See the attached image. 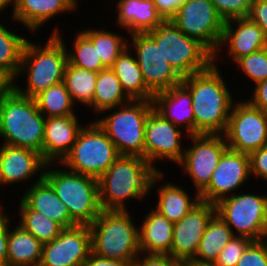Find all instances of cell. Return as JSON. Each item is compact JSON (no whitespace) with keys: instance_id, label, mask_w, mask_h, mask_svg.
Returning <instances> with one entry per match:
<instances>
[{"instance_id":"cell-1","label":"cell","mask_w":267,"mask_h":266,"mask_svg":"<svg viewBox=\"0 0 267 266\" xmlns=\"http://www.w3.org/2000/svg\"><path fill=\"white\" fill-rule=\"evenodd\" d=\"M217 65L182 79L192 98L194 135H223L227 129L234 98Z\"/></svg>"},{"instance_id":"cell-2","label":"cell","mask_w":267,"mask_h":266,"mask_svg":"<svg viewBox=\"0 0 267 266\" xmlns=\"http://www.w3.org/2000/svg\"><path fill=\"white\" fill-rule=\"evenodd\" d=\"M164 175L162 170L157 172L140 156L120 155L98 178L101 209L128 210L127 199L142 201Z\"/></svg>"},{"instance_id":"cell-3","label":"cell","mask_w":267,"mask_h":266,"mask_svg":"<svg viewBox=\"0 0 267 266\" xmlns=\"http://www.w3.org/2000/svg\"><path fill=\"white\" fill-rule=\"evenodd\" d=\"M52 31L44 46L27 39L16 81L11 84L19 94L34 98L41 91L63 81L68 63V48L59 29L55 27ZM23 72L27 76V86L24 89L17 83Z\"/></svg>"},{"instance_id":"cell-4","label":"cell","mask_w":267,"mask_h":266,"mask_svg":"<svg viewBox=\"0 0 267 266\" xmlns=\"http://www.w3.org/2000/svg\"><path fill=\"white\" fill-rule=\"evenodd\" d=\"M45 120L35 99L19 94L12 86L0 99L2 144L32 149L42 155Z\"/></svg>"},{"instance_id":"cell-5","label":"cell","mask_w":267,"mask_h":266,"mask_svg":"<svg viewBox=\"0 0 267 266\" xmlns=\"http://www.w3.org/2000/svg\"><path fill=\"white\" fill-rule=\"evenodd\" d=\"M53 164L55 163H47L43 178L67 206L71 219L77 225H91L102 211L98 179L67 168L55 169L56 165Z\"/></svg>"},{"instance_id":"cell-6","label":"cell","mask_w":267,"mask_h":266,"mask_svg":"<svg viewBox=\"0 0 267 266\" xmlns=\"http://www.w3.org/2000/svg\"><path fill=\"white\" fill-rule=\"evenodd\" d=\"M130 215L128 210H102L89 225L92 252L113 260L135 261L141 252L138 227Z\"/></svg>"},{"instance_id":"cell-7","label":"cell","mask_w":267,"mask_h":266,"mask_svg":"<svg viewBox=\"0 0 267 266\" xmlns=\"http://www.w3.org/2000/svg\"><path fill=\"white\" fill-rule=\"evenodd\" d=\"M111 108L109 115L94 119L120 155H135L144 158V133L147 117L153 110L152 100H131ZM115 110V111H114ZM113 111V112H112Z\"/></svg>"},{"instance_id":"cell-8","label":"cell","mask_w":267,"mask_h":266,"mask_svg":"<svg viewBox=\"0 0 267 266\" xmlns=\"http://www.w3.org/2000/svg\"><path fill=\"white\" fill-rule=\"evenodd\" d=\"M147 33L182 79L204 71L214 63V55L199 41L183 34L171 20H164Z\"/></svg>"},{"instance_id":"cell-9","label":"cell","mask_w":267,"mask_h":266,"mask_svg":"<svg viewBox=\"0 0 267 266\" xmlns=\"http://www.w3.org/2000/svg\"><path fill=\"white\" fill-rule=\"evenodd\" d=\"M119 156L106 133L95 121H90L79 131L70 152L58 165L98 179Z\"/></svg>"},{"instance_id":"cell-10","label":"cell","mask_w":267,"mask_h":266,"mask_svg":"<svg viewBox=\"0 0 267 266\" xmlns=\"http://www.w3.org/2000/svg\"><path fill=\"white\" fill-rule=\"evenodd\" d=\"M215 207L216 214L231 228L235 236L248 237L252 241L265 239L267 195L235 193L220 200ZM232 227L236 229L235 232Z\"/></svg>"},{"instance_id":"cell-11","label":"cell","mask_w":267,"mask_h":266,"mask_svg":"<svg viewBox=\"0 0 267 266\" xmlns=\"http://www.w3.org/2000/svg\"><path fill=\"white\" fill-rule=\"evenodd\" d=\"M186 36L196 39L213 55L219 49L224 20L211 0H187L170 19Z\"/></svg>"},{"instance_id":"cell-12","label":"cell","mask_w":267,"mask_h":266,"mask_svg":"<svg viewBox=\"0 0 267 266\" xmlns=\"http://www.w3.org/2000/svg\"><path fill=\"white\" fill-rule=\"evenodd\" d=\"M228 149L250 154L267 145V112L248 100H235L223 134Z\"/></svg>"},{"instance_id":"cell-13","label":"cell","mask_w":267,"mask_h":266,"mask_svg":"<svg viewBox=\"0 0 267 266\" xmlns=\"http://www.w3.org/2000/svg\"><path fill=\"white\" fill-rule=\"evenodd\" d=\"M192 146L185 148L178 164L190 176L196 192L200 194L209 184L223 153L228 149L224 135H189Z\"/></svg>"},{"instance_id":"cell-14","label":"cell","mask_w":267,"mask_h":266,"mask_svg":"<svg viewBox=\"0 0 267 266\" xmlns=\"http://www.w3.org/2000/svg\"><path fill=\"white\" fill-rule=\"evenodd\" d=\"M130 37L131 44L128 46L134 48L145 84L153 94L182 83V78L170 66L148 33H133Z\"/></svg>"},{"instance_id":"cell-15","label":"cell","mask_w":267,"mask_h":266,"mask_svg":"<svg viewBox=\"0 0 267 266\" xmlns=\"http://www.w3.org/2000/svg\"><path fill=\"white\" fill-rule=\"evenodd\" d=\"M182 130L172 122L162 118L152 110L147 117L144 133V159L154 166L158 160H168L179 164L183 158L184 151L181 145Z\"/></svg>"},{"instance_id":"cell-16","label":"cell","mask_w":267,"mask_h":266,"mask_svg":"<svg viewBox=\"0 0 267 266\" xmlns=\"http://www.w3.org/2000/svg\"><path fill=\"white\" fill-rule=\"evenodd\" d=\"M250 176L249 154L227 149L220 158L208 186L199 194L200 200L215 205L228 195H234L243 183L251 180Z\"/></svg>"},{"instance_id":"cell-17","label":"cell","mask_w":267,"mask_h":266,"mask_svg":"<svg viewBox=\"0 0 267 266\" xmlns=\"http://www.w3.org/2000/svg\"><path fill=\"white\" fill-rule=\"evenodd\" d=\"M91 251L89 226L64 228L57 238L43 244L39 266H82Z\"/></svg>"},{"instance_id":"cell-18","label":"cell","mask_w":267,"mask_h":266,"mask_svg":"<svg viewBox=\"0 0 267 266\" xmlns=\"http://www.w3.org/2000/svg\"><path fill=\"white\" fill-rule=\"evenodd\" d=\"M215 213L214 204L200 201L186 216L174 223L168 254L183 264L189 263L195 257L206 226Z\"/></svg>"},{"instance_id":"cell-19","label":"cell","mask_w":267,"mask_h":266,"mask_svg":"<svg viewBox=\"0 0 267 266\" xmlns=\"http://www.w3.org/2000/svg\"><path fill=\"white\" fill-rule=\"evenodd\" d=\"M235 24V25H233ZM236 28H234V27ZM226 46L227 53L233 62L253 52L267 47V40L259 25L245 18H235L224 22L223 36L219 49L214 55V63H217L222 51Z\"/></svg>"},{"instance_id":"cell-20","label":"cell","mask_w":267,"mask_h":266,"mask_svg":"<svg viewBox=\"0 0 267 266\" xmlns=\"http://www.w3.org/2000/svg\"><path fill=\"white\" fill-rule=\"evenodd\" d=\"M47 162L32 149L3 144L0 147V181L2 186L26 182L44 173ZM37 174V175H36Z\"/></svg>"},{"instance_id":"cell-21","label":"cell","mask_w":267,"mask_h":266,"mask_svg":"<svg viewBox=\"0 0 267 266\" xmlns=\"http://www.w3.org/2000/svg\"><path fill=\"white\" fill-rule=\"evenodd\" d=\"M76 115L46 118L42 157L47 163H60L76 142L83 128Z\"/></svg>"},{"instance_id":"cell-22","label":"cell","mask_w":267,"mask_h":266,"mask_svg":"<svg viewBox=\"0 0 267 266\" xmlns=\"http://www.w3.org/2000/svg\"><path fill=\"white\" fill-rule=\"evenodd\" d=\"M12 20L36 33L42 25L64 12H75L79 6L77 0H11Z\"/></svg>"},{"instance_id":"cell-23","label":"cell","mask_w":267,"mask_h":266,"mask_svg":"<svg viewBox=\"0 0 267 266\" xmlns=\"http://www.w3.org/2000/svg\"><path fill=\"white\" fill-rule=\"evenodd\" d=\"M152 104L153 110L162 118L179 128H185L186 135H194L192 98L182 83L154 94Z\"/></svg>"},{"instance_id":"cell-24","label":"cell","mask_w":267,"mask_h":266,"mask_svg":"<svg viewBox=\"0 0 267 266\" xmlns=\"http://www.w3.org/2000/svg\"><path fill=\"white\" fill-rule=\"evenodd\" d=\"M40 173L35 183L26 192L21 200L32 210L43 213L46 217L59 223L63 228L77 226L71 219L67 206L57 197L51 185Z\"/></svg>"},{"instance_id":"cell-25","label":"cell","mask_w":267,"mask_h":266,"mask_svg":"<svg viewBox=\"0 0 267 266\" xmlns=\"http://www.w3.org/2000/svg\"><path fill=\"white\" fill-rule=\"evenodd\" d=\"M116 5L117 25L127 29L128 34L147 33L164 21L153 0H119Z\"/></svg>"},{"instance_id":"cell-26","label":"cell","mask_w":267,"mask_h":266,"mask_svg":"<svg viewBox=\"0 0 267 266\" xmlns=\"http://www.w3.org/2000/svg\"><path fill=\"white\" fill-rule=\"evenodd\" d=\"M138 227L139 248L143 253L168 254L173 239L174 224L156 210H151Z\"/></svg>"},{"instance_id":"cell-27","label":"cell","mask_w":267,"mask_h":266,"mask_svg":"<svg viewBox=\"0 0 267 266\" xmlns=\"http://www.w3.org/2000/svg\"><path fill=\"white\" fill-rule=\"evenodd\" d=\"M234 236L231 228L215 213L206 226L195 257L189 263L211 266Z\"/></svg>"},{"instance_id":"cell-28","label":"cell","mask_w":267,"mask_h":266,"mask_svg":"<svg viewBox=\"0 0 267 266\" xmlns=\"http://www.w3.org/2000/svg\"><path fill=\"white\" fill-rule=\"evenodd\" d=\"M13 228L8 235L7 266H39L43 244L19 224Z\"/></svg>"},{"instance_id":"cell-29","label":"cell","mask_w":267,"mask_h":266,"mask_svg":"<svg viewBox=\"0 0 267 266\" xmlns=\"http://www.w3.org/2000/svg\"><path fill=\"white\" fill-rule=\"evenodd\" d=\"M162 185L157 188L159 199L157 205L154 206V210L173 224L186 216L201 201L200 195L197 192H195L193 199L188 194V191L186 192L181 186L174 183L171 184L170 182L163 183Z\"/></svg>"},{"instance_id":"cell-30","label":"cell","mask_w":267,"mask_h":266,"mask_svg":"<svg viewBox=\"0 0 267 266\" xmlns=\"http://www.w3.org/2000/svg\"><path fill=\"white\" fill-rule=\"evenodd\" d=\"M129 46L114 61L111 69L117 75L123 90L132 100H152L153 93L147 88L134 52Z\"/></svg>"},{"instance_id":"cell-31","label":"cell","mask_w":267,"mask_h":266,"mask_svg":"<svg viewBox=\"0 0 267 266\" xmlns=\"http://www.w3.org/2000/svg\"><path fill=\"white\" fill-rule=\"evenodd\" d=\"M132 99L125 93L122 85L111 68L98 72L95 93L89 106L96 115L111 108H117Z\"/></svg>"},{"instance_id":"cell-32","label":"cell","mask_w":267,"mask_h":266,"mask_svg":"<svg viewBox=\"0 0 267 266\" xmlns=\"http://www.w3.org/2000/svg\"><path fill=\"white\" fill-rule=\"evenodd\" d=\"M8 29L0 22V75L12 84L19 72L23 47L27 38Z\"/></svg>"},{"instance_id":"cell-33","label":"cell","mask_w":267,"mask_h":266,"mask_svg":"<svg viewBox=\"0 0 267 266\" xmlns=\"http://www.w3.org/2000/svg\"><path fill=\"white\" fill-rule=\"evenodd\" d=\"M98 73L67 63L63 82L74 104H92Z\"/></svg>"},{"instance_id":"cell-34","label":"cell","mask_w":267,"mask_h":266,"mask_svg":"<svg viewBox=\"0 0 267 266\" xmlns=\"http://www.w3.org/2000/svg\"><path fill=\"white\" fill-rule=\"evenodd\" d=\"M34 99L45 118L77 115L73 109L75 104L63 81L41 91Z\"/></svg>"},{"instance_id":"cell-35","label":"cell","mask_w":267,"mask_h":266,"mask_svg":"<svg viewBox=\"0 0 267 266\" xmlns=\"http://www.w3.org/2000/svg\"><path fill=\"white\" fill-rule=\"evenodd\" d=\"M18 213L21 218L18 224L42 244L53 241L64 229L43 213L29 208L22 200H20Z\"/></svg>"},{"instance_id":"cell-36","label":"cell","mask_w":267,"mask_h":266,"mask_svg":"<svg viewBox=\"0 0 267 266\" xmlns=\"http://www.w3.org/2000/svg\"><path fill=\"white\" fill-rule=\"evenodd\" d=\"M94 44L102 64L106 68H111L114 61L128 47V40L122 35L106 31V29L81 30Z\"/></svg>"},{"instance_id":"cell-37","label":"cell","mask_w":267,"mask_h":266,"mask_svg":"<svg viewBox=\"0 0 267 266\" xmlns=\"http://www.w3.org/2000/svg\"><path fill=\"white\" fill-rule=\"evenodd\" d=\"M73 42V51H67L70 65L97 73L106 69L98 56L93 42L81 30L76 34Z\"/></svg>"},{"instance_id":"cell-38","label":"cell","mask_w":267,"mask_h":266,"mask_svg":"<svg viewBox=\"0 0 267 266\" xmlns=\"http://www.w3.org/2000/svg\"><path fill=\"white\" fill-rule=\"evenodd\" d=\"M235 63L253 81L254 86L267 80V47L244 56Z\"/></svg>"},{"instance_id":"cell-39","label":"cell","mask_w":267,"mask_h":266,"mask_svg":"<svg viewBox=\"0 0 267 266\" xmlns=\"http://www.w3.org/2000/svg\"><path fill=\"white\" fill-rule=\"evenodd\" d=\"M252 242L248 237L234 236L221 250L211 266H236L244 250Z\"/></svg>"},{"instance_id":"cell-40","label":"cell","mask_w":267,"mask_h":266,"mask_svg":"<svg viewBox=\"0 0 267 266\" xmlns=\"http://www.w3.org/2000/svg\"><path fill=\"white\" fill-rule=\"evenodd\" d=\"M219 16L228 21L245 18L249 14L252 0H211Z\"/></svg>"},{"instance_id":"cell-41","label":"cell","mask_w":267,"mask_h":266,"mask_svg":"<svg viewBox=\"0 0 267 266\" xmlns=\"http://www.w3.org/2000/svg\"><path fill=\"white\" fill-rule=\"evenodd\" d=\"M236 266H267L266 241H252L244 250Z\"/></svg>"},{"instance_id":"cell-42","label":"cell","mask_w":267,"mask_h":266,"mask_svg":"<svg viewBox=\"0 0 267 266\" xmlns=\"http://www.w3.org/2000/svg\"><path fill=\"white\" fill-rule=\"evenodd\" d=\"M137 256L133 266H184L183 263L174 260L169 254L145 253Z\"/></svg>"},{"instance_id":"cell-43","label":"cell","mask_w":267,"mask_h":266,"mask_svg":"<svg viewBox=\"0 0 267 266\" xmlns=\"http://www.w3.org/2000/svg\"><path fill=\"white\" fill-rule=\"evenodd\" d=\"M250 173L267 182V145L249 154Z\"/></svg>"},{"instance_id":"cell-44","label":"cell","mask_w":267,"mask_h":266,"mask_svg":"<svg viewBox=\"0 0 267 266\" xmlns=\"http://www.w3.org/2000/svg\"><path fill=\"white\" fill-rule=\"evenodd\" d=\"M247 18L260 26L267 40V0H252Z\"/></svg>"},{"instance_id":"cell-45","label":"cell","mask_w":267,"mask_h":266,"mask_svg":"<svg viewBox=\"0 0 267 266\" xmlns=\"http://www.w3.org/2000/svg\"><path fill=\"white\" fill-rule=\"evenodd\" d=\"M10 222L7 212L0 211V266H7V243Z\"/></svg>"},{"instance_id":"cell-46","label":"cell","mask_w":267,"mask_h":266,"mask_svg":"<svg viewBox=\"0 0 267 266\" xmlns=\"http://www.w3.org/2000/svg\"><path fill=\"white\" fill-rule=\"evenodd\" d=\"M187 0H153L156 10L164 20H170Z\"/></svg>"},{"instance_id":"cell-47","label":"cell","mask_w":267,"mask_h":266,"mask_svg":"<svg viewBox=\"0 0 267 266\" xmlns=\"http://www.w3.org/2000/svg\"><path fill=\"white\" fill-rule=\"evenodd\" d=\"M253 94L248 101L255 107L267 112V80L254 86Z\"/></svg>"},{"instance_id":"cell-48","label":"cell","mask_w":267,"mask_h":266,"mask_svg":"<svg viewBox=\"0 0 267 266\" xmlns=\"http://www.w3.org/2000/svg\"><path fill=\"white\" fill-rule=\"evenodd\" d=\"M135 261L113 260L99 256L92 251L82 266H133Z\"/></svg>"},{"instance_id":"cell-49","label":"cell","mask_w":267,"mask_h":266,"mask_svg":"<svg viewBox=\"0 0 267 266\" xmlns=\"http://www.w3.org/2000/svg\"><path fill=\"white\" fill-rule=\"evenodd\" d=\"M11 87V83L4 78L2 75H0V99L3 96V94Z\"/></svg>"},{"instance_id":"cell-50","label":"cell","mask_w":267,"mask_h":266,"mask_svg":"<svg viewBox=\"0 0 267 266\" xmlns=\"http://www.w3.org/2000/svg\"><path fill=\"white\" fill-rule=\"evenodd\" d=\"M12 1L11 0H0V13L5 10L6 7L11 6Z\"/></svg>"},{"instance_id":"cell-51","label":"cell","mask_w":267,"mask_h":266,"mask_svg":"<svg viewBox=\"0 0 267 266\" xmlns=\"http://www.w3.org/2000/svg\"><path fill=\"white\" fill-rule=\"evenodd\" d=\"M0 186H2L1 181H0ZM1 205H2V203L0 202V211H4L3 206H1Z\"/></svg>"},{"instance_id":"cell-52","label":"cell","mask_w":267,"mask_h":266,"mask_svg":"<svg viewBox=\"0 0 267 266\" xmlns=\"http://www.w3.org/2000/svg\"><path fill=\"white\" fill-rule=\"evenodd\" d=\"M184 266H198V265H194V264H190V263H185Z\"/></svg>"},{"instance_id":"cell-53","label":"cell","mask_w":267,"mask_h":266,"mask_svg":"<svg viewBox=\"0 0 267 266\" xmlns=\"http://www.w3.org/2000/svg\"><path fill=\"white\" fill-rule=\"evenodd\" d=\"M265 241H266V243H267V232H266V236H265V239H264Z\"/></svg>"}]
</instances>
